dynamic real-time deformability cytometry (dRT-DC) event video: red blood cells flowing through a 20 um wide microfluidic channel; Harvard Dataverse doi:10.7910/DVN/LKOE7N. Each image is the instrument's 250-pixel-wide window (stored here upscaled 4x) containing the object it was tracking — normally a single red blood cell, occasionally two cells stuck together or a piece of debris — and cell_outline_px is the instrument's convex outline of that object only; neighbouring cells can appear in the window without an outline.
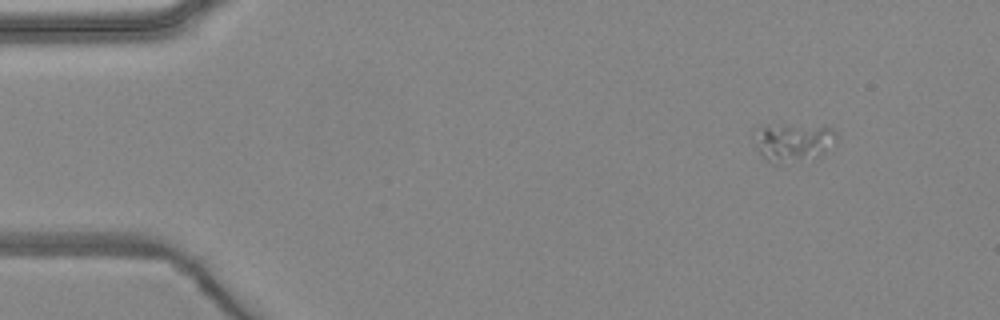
{"species": "common noctule bat (a hibernating species)", "species_latin": "Nyctalus noctula", "temperature_condition": "warm", "stored_images_in_passage": 6, "camera_frame_rate_fps": 3000, "um_per_image_px": 0.085, "animal": {"sex": "female", "body_mass_g": 24.6, "forearm_length_mm": 56.2}, "frame": {"image": 1, "passage_image": 1, "time_ms": 0.0, "image_size_px": [1000, 320], "cell_outline_px": [[836, 136], [824, 152], [820, 156], [812, 160], [780, 164], [772, 164], [764, 160], [752, 136], [752, 132], [760, 128], [832, 128], [836, 132]], "centroid_in_image_um": [67.36, 12.21], "position_along_channel_um": 17.6, "area_um2": 17.34}}
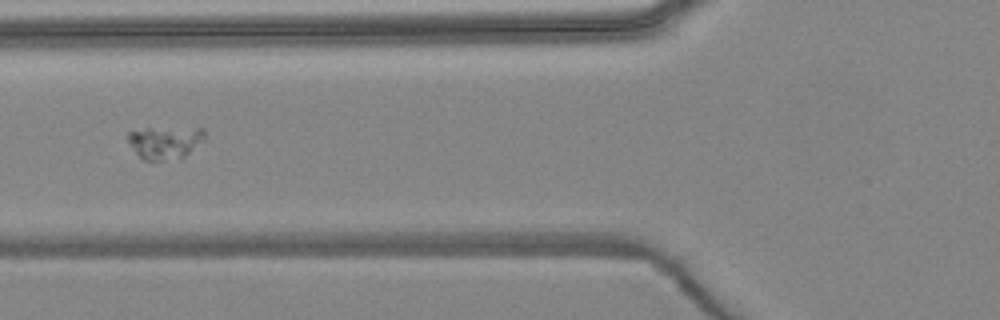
{"frame": {"image": 2, "passage_image": 5, "time_ms": 4.667, "image_size_px": [1000, 320], "cell_outline_px": [[208, 136], [204, 140], [180, 160], [144, 160], [136, 152], [128, 140], [128, 132], [144, 128], [204, 128]], "centroid_in_image_um": [14.09, 12.1], "position_along_channel_um": 111.7, "area_um2": 14.74}}
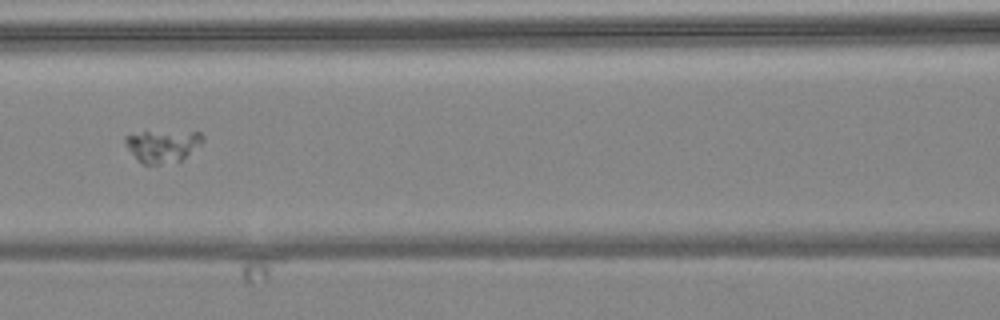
{"frame": {"image": 3, "passage_image": 6, "time_ms": 5.667, "image_size_px": [1000, 320], "cell_outline_px": [[204, 140], [200, 144], [180, 160], [160, 164], [144, 164], [136, 160], [124, 144], [124, 136], [144, 132], [200, 132], [204, 136]], "centroid_in_image_um": [13.77, 12.41], "position_along_channel_um": 152.8, "area_um2": 14.33}}